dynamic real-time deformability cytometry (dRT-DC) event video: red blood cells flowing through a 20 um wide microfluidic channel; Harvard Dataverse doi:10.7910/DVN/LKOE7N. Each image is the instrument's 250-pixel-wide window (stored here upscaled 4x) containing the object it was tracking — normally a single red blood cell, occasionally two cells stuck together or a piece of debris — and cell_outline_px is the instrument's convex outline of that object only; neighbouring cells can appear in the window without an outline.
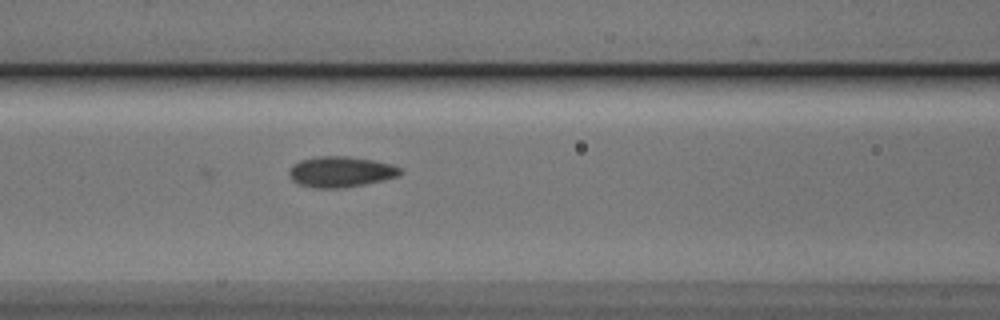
{"species": "Egyptian fruit bat (a non-hibernating species)", "species_latin": "Rousettus aegyptiacus", "temperature_condition": "cold", "stored_images_in_passage": 30, "camera_frame_rate_fps": 3000, "um_per_image_px": 0.085, "animal": {"sex": "male"}, "frame": {"image": 1, "passage_image": 7, "time_ms": 2.0, "image_size_px": [1000, 320], "cell_outline_px": [[404, 172], [396, 176], [364, 184], [344, 188], [316, 188], [300, 184], [292, 180], [288, 172], [292, 164], [300, 160], [316, 156], [348, 156], [372, 160], [392, 164], [400, 168]], "centroid_in_image_um": [28.93, 14.59], "position_along_channel_um": 137.7, "area_um2": 19.83}}
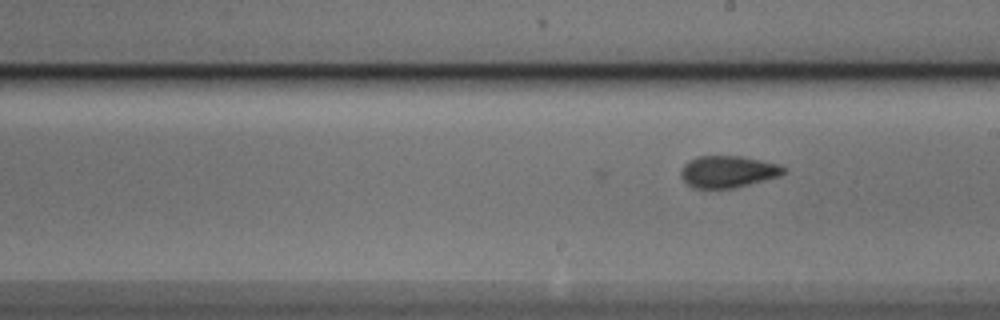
{"frame": {"image": 2, "passage_image": 14, "time_ms": 4.333, "image_size_px": [1000, 320], "cell_outline_px": [[784, 172], [780, 176], [736, 188], [692, 188], [680, 176], [680, 172], [684, 164], [688, 160], [696, 156], [740, 156], [780, 164], [784, 168]], "centroid_in_image_um": [61.85, 14.59], "position_along_channel_um": 227.1, "area_um2": 19.13}}
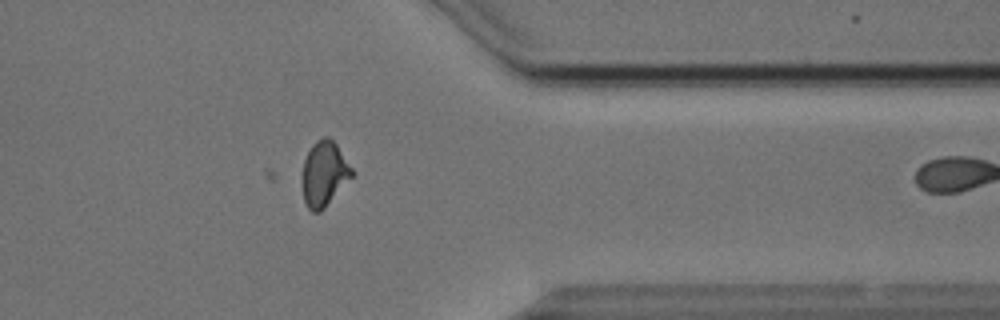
{"frame": {"image": 3, "passage_image": 27, "time_ms": 8.667, "image_size_px": [1000, 320], "cell_outline_px": [[352, 176], [324, 208], [320, 212], [312, 212], [308, 208], [304, 200], [300, 184], [300, 180], [304, 160], [312, 144], [316, 140], [324, 136], [328, 136], [336, 144], [352, 168]], "centroid_in_image_um": [27.5, 14.77], "position_along_channel_um": 383.9, "area_um2": 18.84}}